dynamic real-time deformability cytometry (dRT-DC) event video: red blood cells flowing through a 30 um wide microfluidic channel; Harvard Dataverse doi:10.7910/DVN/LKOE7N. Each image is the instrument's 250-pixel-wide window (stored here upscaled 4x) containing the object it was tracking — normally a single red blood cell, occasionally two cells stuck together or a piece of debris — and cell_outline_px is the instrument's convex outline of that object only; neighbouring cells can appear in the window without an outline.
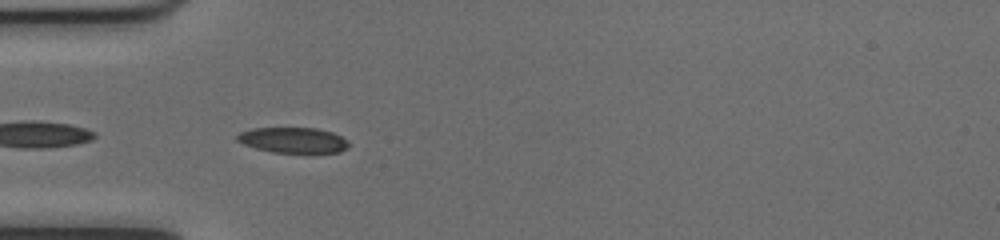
{"species": "common noctule bat (a hibernating species)", "species_latin": "Nyctalus noctula", "temperature_condition": "cold", "stored_images_in_passage": 38, "camera_frame_rate_fps": 3000, "um_per_image_px": 0.085, "animal": {"sex": "female", "body_mass_g": 17.0, "forearm_length_mm": 48.0}, "frame": {"image": 1, "passage_image": 3, "time_ms": 0.667, "image_size_px": [1000, 240], "cell_outline_px": [[348, 148], [340, 152], [272, 152], [256, 148], [244, 144], [236, 140], [236, 136], [240, 132], [252, 128], [316, 128], [332, 132], [348, 140]], "centroid_in_image_um": [24.91, 11.9], "position_along_channel_um": 60.1, "area_um2": 16.47}}
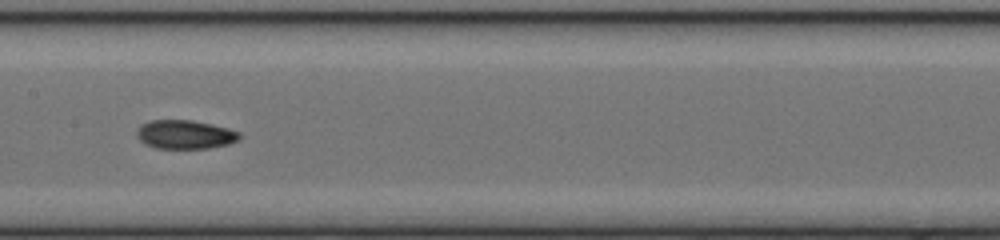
{"frame": {"image": 2, "passage_image": 13, "time_ms": 4.0, "image_size_px": [1000, 240], "cell_outline_px": [[240, 140], [228, 144], [208, 148], [156, 148], [144, 144], [136, 136], [136, 132], [140, 124], [152, 120], [192, 120], [212, 124], [228, 128], [240, 132]], "centroid_in_image_um": [15.72, 11.43], "position_along_channel_um": 191.7, "area_um2": 17.34}}
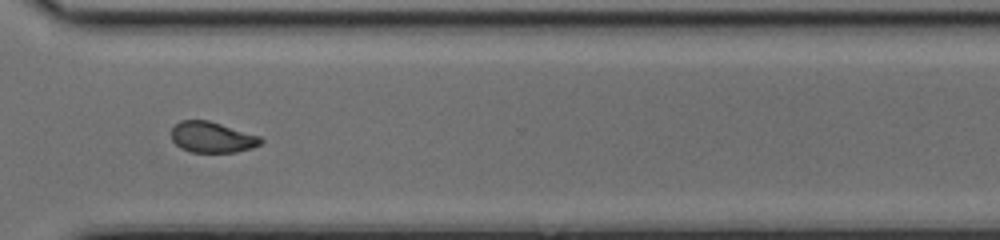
{"frame": {"image": 3, "passage_image": 25, "time_ms": 8.0, "image_size_px": [1000, 240], "cell_outline_px": [[264, 140], [260, 144], [252, 148], [236, 152], [192, 152], [180, 148], [172, 140], [172, 128], [180, 120], [208, 120], [260, 136]], "centroid_in_image_um": [18.03, 11.67], "position_along_channel_um": 352.6, "area_um2": 16.01}, "authors_computed_cell_mechanics": {"area_um2": 16.9932, "velocity_mm_per_s": 4.0218, "shape_relaxation_time_tau1_ms": null, "shape_relaxation_time_tau2_ms": 2.4483, "deformation_change_tau1": null, "deformation_change_tau2": 0.0711}}